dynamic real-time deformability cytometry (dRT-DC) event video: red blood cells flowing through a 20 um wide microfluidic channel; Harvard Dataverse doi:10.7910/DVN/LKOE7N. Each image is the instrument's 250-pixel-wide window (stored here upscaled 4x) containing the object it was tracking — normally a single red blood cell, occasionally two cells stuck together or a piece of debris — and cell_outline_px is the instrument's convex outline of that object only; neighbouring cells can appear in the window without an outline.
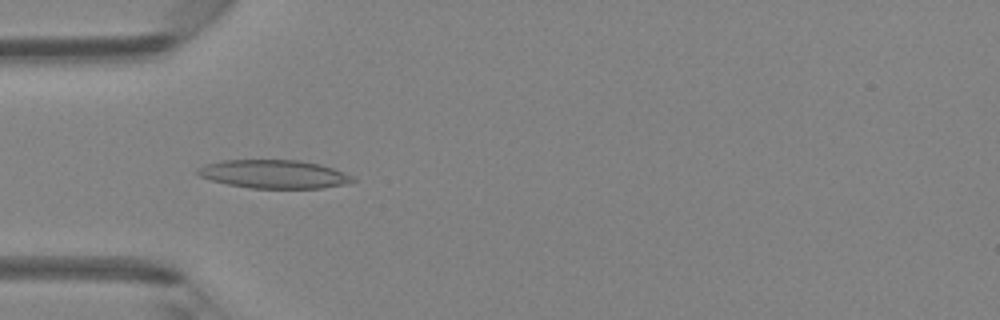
{"species": "Egyptian fruit bat (a non-hibernating species)", "species_latin": "Rousettus aegyptiacus", "temperature_condition": "room temperature", "stored_images_in_passage": 5, "camera_frame_rate_fps": 3000, "um_per_image_px": 0.085, "animal": {"sex": "female"}, "frame": {"image": 1, "passage_image": 4, "time_ms": 4.333, "image_size_px": [1000, 320], "cell_outline_px": [[356, 180], [344, 184], [320, 188], [252, 188], [228, 184], [212, 180], [200, 176], [196, 172], [196, 168], [204, 164], [224, 160], [300, 160], [320, 164], [344, 172], [352, 176]], "centroid_in_image_um": [23.27, 14.79], "position_along_channel_um": 61.7, "area_um2": 25.55}}
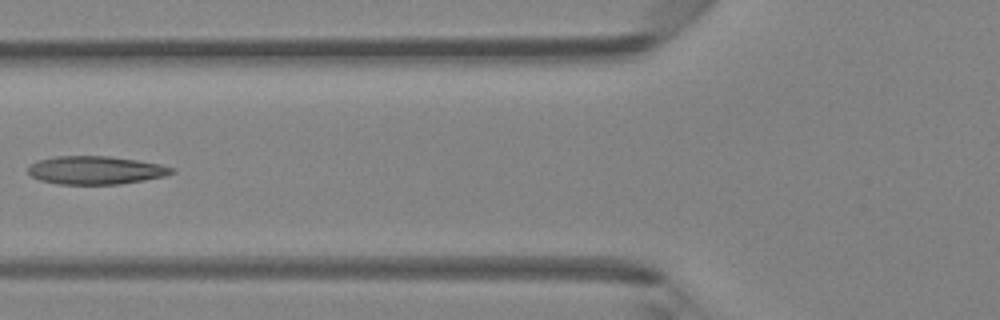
{"frame": {"image": 2, "passage_image": 5, "time_ms": 5.667, "image_size_px": [1000, 320], "cell_outline_px": [[176, 172], [164, 176], [144, 180], [120, 184], [56, 184], [40, 180], [32, 176], [28, 172], [28, 168], [36, 160], [56, 156], [108, 156], [136, 160], [160, 164], [176, 168]], "centroid_in_image_um": [8.14, 14.46], "position_along_channel_um": 117.7, "area_um2": 23.64}}